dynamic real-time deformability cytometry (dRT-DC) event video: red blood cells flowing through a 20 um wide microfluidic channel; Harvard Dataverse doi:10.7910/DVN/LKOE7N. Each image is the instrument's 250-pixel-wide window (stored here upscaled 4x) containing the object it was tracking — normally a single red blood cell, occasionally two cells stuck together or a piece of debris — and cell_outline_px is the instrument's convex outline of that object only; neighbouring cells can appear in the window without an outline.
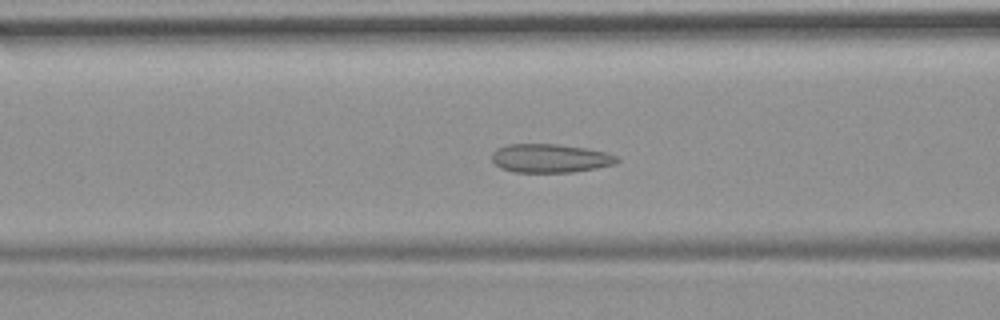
{"species": "common noctule bat (a hibernating species)", "species_latin": "Nyctalus noctula", "temperature_condition": "room temperature", "stored_images_in_passage": 55, "camera_frame_rate_fps": 3000, "um_per_image_px": 0.085, "animal": {"sex": "female", "body_mass_g": 19.9}, "frame": {"image": 1, "passage_image": 21, "time_ms": 6.667, "image_size_px": [1000, 320], "cell_outline_px": [[620, 160], [616, 164], [596, 168], [572, 172], [516, 172], [500, 168], [492, 160], [492, 152], [496, 148], [508, 144], [556, 144], [588, 148], [604, 152], [616, 156]], "centroid_in_image_um": [46.76, 13.45], "position_along_channel_um": 119.8, "area_um2": 20.92}}
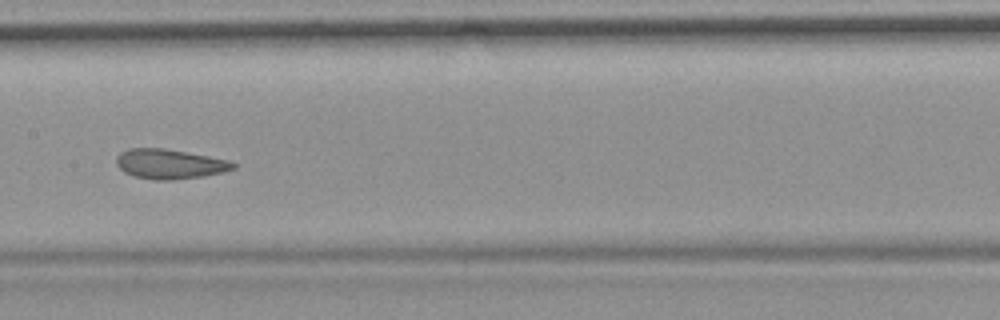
{"frame": {"image": 2, "passage_image": 27, "time_ms": 8.667, "image_size_px": [1000, 320], "cell_outline_px": [[236, 168], [224, 172], [204, 176], [172, 180], [156, 180], [136, 176], [124, 172], [116, 164], [116, 156], [120, 152], [128, 148], [164, 148], [208, 156], [228, 160], [236, 164]], "centroid_in_image_um": [14.42, 13.93], "position_along_channel_um": 193.0, "area_um2": 20.23}}
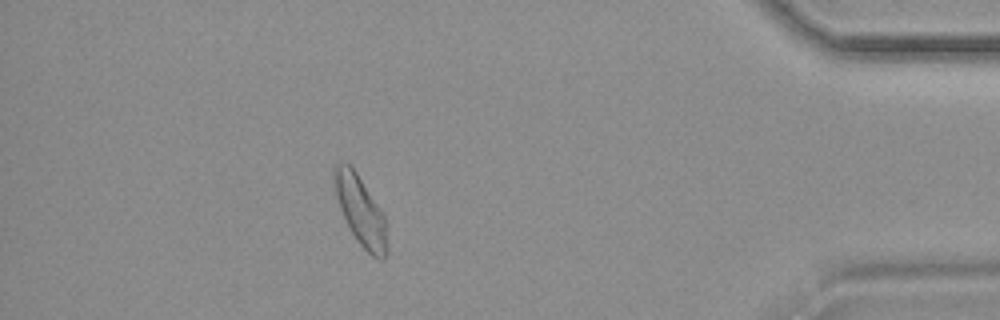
{"frame": {"image": 3, "passage_image": 48, "time_ms": 15.667, "image_size_px": [1000, 320], "cell_outline_px": [[388, 252], [384, 260], [380, 260], [372, 256], [356, 240], [348, 228], [340, 208], [336, 196], [332, 172], [332, 168], [340, 160], [348, 164], [356, 172], [384, 212], [388, 248]], "centroid_in_image_um": [30.65, 17.92], "position_along_channel_um": 404.5, "area_um2": 21.73}, "authors_computed_cell_mechanics": {"area_um2": 21.5594, "velocity_mm_per_s": 3.6606, "shape_relaxation_time_tau1_ms": null, "shape_relaxation_time_tau2_ms": 1.2988, "deformation_change_tau1": null, "deformation_change_tau2": 0.0512}}